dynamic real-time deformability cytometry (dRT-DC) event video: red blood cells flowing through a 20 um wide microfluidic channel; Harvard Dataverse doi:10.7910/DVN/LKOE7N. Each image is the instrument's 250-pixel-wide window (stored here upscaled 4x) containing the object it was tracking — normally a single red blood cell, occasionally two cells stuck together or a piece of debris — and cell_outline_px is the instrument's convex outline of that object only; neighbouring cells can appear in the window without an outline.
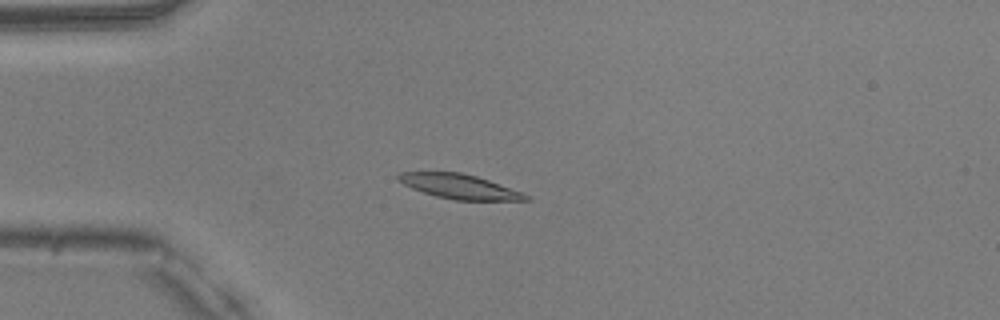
{"species": "common noctule bat (a hibernating species)", "species_latin": "Nyctalus noctula", "temperature_condition": "warm", "stored_images_in_passage": 38, "camera_frame_rate_fps": 3000, "um_per_image_px": 0.085, "animal": {"sex": "male", "body_mass_g": 20.5, "forearm_length_mm": 52.5}, "frame": {"image": 1, "passage_image": 14, "time_ms": 4.333, "image_size_px": [1000, 320], "cell_outline_px": [[532, 200], [456, 200], [436, 196], [412, 188], [396, 180], [396, 172], [460, 172], [476, 176], [524, 192], [532, 196]], "centroid_in_image_um": [39.08, 15.85], "position_along_channel_um": 45.9, "area_um2": 18.32}}
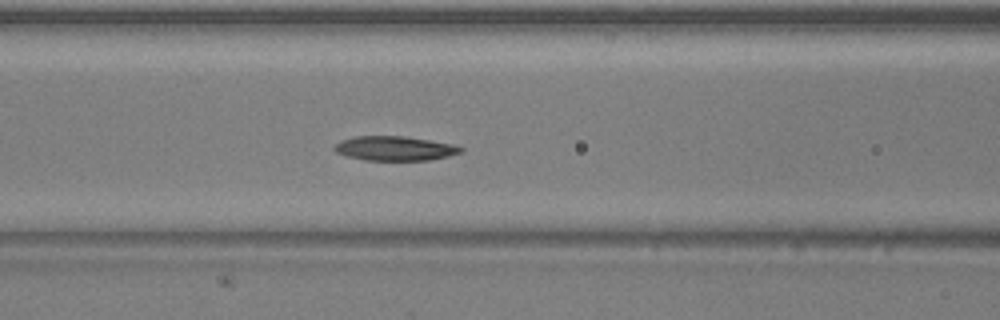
{"frame": {"image": 2, "passage_image": 22, "time_ms": 7.0, "image_size_px": [1000, 320], "cell_outline_px": [[464, 152], [448, 156], [428, 160], [364, 160], [348, 156], [336, 152], [332, 148], [340, 140], [356, 136], [404, 136], [452, 144], [464, 148]], "centroid_in_image_um": [33.55, 12.61], "position_along_channel_um": 133.0, "area_um2": 17.92}}
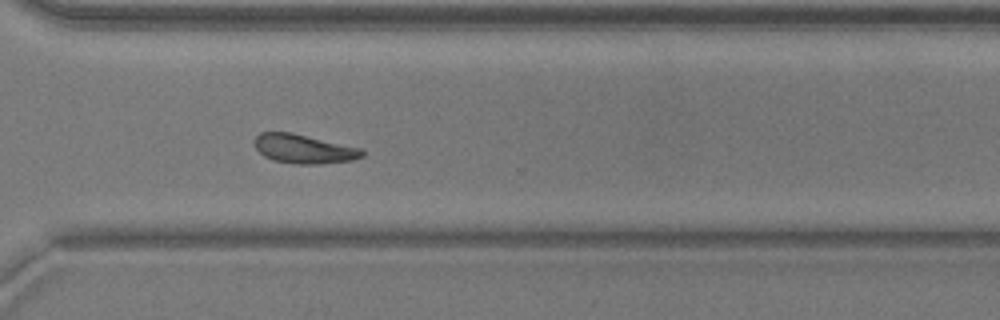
{"frame": {"image": 3, "passage_image": 38, "time_ms": 12.333, "image_size_px": [1000, 320], "cell_outline_px": [[364, 156], [352, 160], [320, 164], [296, 164], [272, 160], [264, 156], [252, 144], [252, 140], [260, 132], [292, 132], [364, 148]], "centroid_in_image_um": [25.83, 12.64], "position_along_channel_um": 344.8, "area_um2": 18.61}}